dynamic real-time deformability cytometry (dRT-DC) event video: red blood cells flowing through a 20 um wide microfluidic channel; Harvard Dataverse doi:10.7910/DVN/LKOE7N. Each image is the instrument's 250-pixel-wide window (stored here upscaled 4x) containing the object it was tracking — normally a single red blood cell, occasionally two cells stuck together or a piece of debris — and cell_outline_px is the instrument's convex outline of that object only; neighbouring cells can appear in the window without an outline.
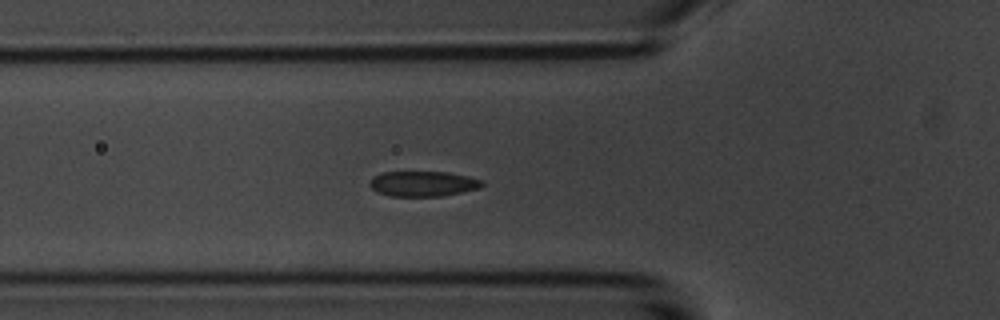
{"species": "common noctule bat (a hibernating species)", "species_latin": "Nyctalus noctula", "temperature_condition": "room temperature", "stored_images_in_passage": 3, "camera_frame_rate_fps": 3000, "um_per_image_px": 0.085, "animal": {"sex": "male", "body_mass_g": 20.1, "forearm_length_mm": 53.5}, "frame": {"image": 1, "passage_image": 3, "time_ms": 1.0, "image_size_px": [1000, 320], "cell_outline_px": [[484, 184], [480, 188], [444, 196], [392, 196], [376, 192], [368, 184], [372, 176], [380, 172], [448, 172], [468, 176], [484, 180]], "centroid_in_image_um": [35.95, 15.61], "position_along_channel_um": 89.8, "area_um2": 16.76}}